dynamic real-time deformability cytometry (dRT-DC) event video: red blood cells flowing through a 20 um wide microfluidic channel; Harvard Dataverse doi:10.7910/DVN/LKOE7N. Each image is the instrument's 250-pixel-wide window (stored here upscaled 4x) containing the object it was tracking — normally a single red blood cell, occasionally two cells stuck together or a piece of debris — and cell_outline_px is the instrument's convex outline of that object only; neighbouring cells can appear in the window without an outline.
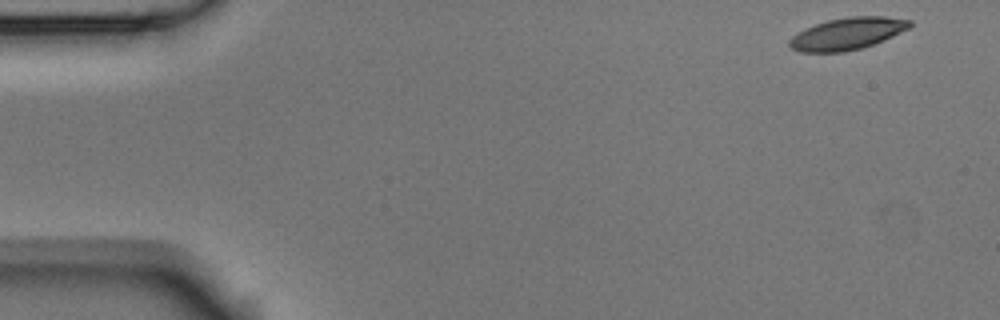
{"species": "Egyptian fruit bat (a non-hibernating species)", "species_latin": "Rousettus aegyptiacus", "temperature_condition": "room temperature", "stored_images_in_passage": 5, "camera_frame_rate_fps": 3000, "um_per_image_px": 0.085, "animal": {"sex": "male"}, "frame": {"image": 1, "passage_image": 1, "time_ms": 0.0, "image_size_px": [1000, 320], "cell_outline_px": [[912, 24], [908, 28], [872, 44], [860, 48], [844, 52], [800, 52], [792, 48], [788, 44], [788, 40], [792, 36], [816, 24], [828, 20], [848, 16], [884, 16], [912, 20]], "centroid_in_image_um": [72.0, 2.85], "position_along_channel_um": 13.0, "area_um2": 22.02}}
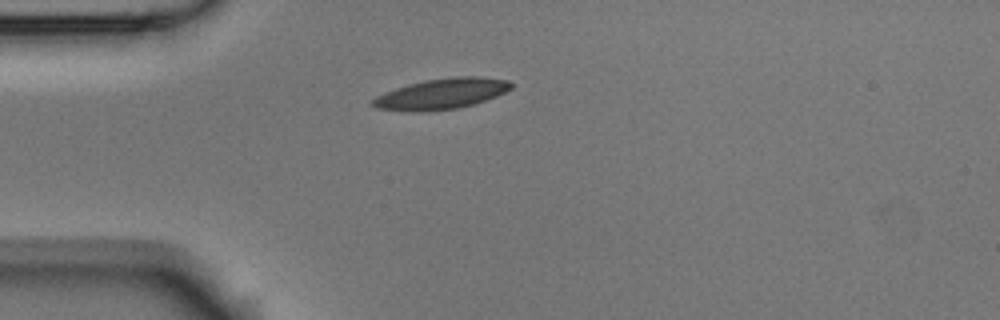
{"frame": {"image": 2, "passage_image": 4, "time_ms": 1.0, "image_size_px": [1000, 320], "cell_outline_px": [[516, 84], [512, 88], [496, 96], [472, 104], [456, 108], [424, 112], [412, 112], [376, 108], [368, 104], [376, 96], [384, 92], [408, 84], [428, 80], [456, 76], [480, 76], [508, 80]], "centroid_in_image_um": [37.51, 7.97], "position_along_channel_um": 47.5, "area_um2": 24.8}}